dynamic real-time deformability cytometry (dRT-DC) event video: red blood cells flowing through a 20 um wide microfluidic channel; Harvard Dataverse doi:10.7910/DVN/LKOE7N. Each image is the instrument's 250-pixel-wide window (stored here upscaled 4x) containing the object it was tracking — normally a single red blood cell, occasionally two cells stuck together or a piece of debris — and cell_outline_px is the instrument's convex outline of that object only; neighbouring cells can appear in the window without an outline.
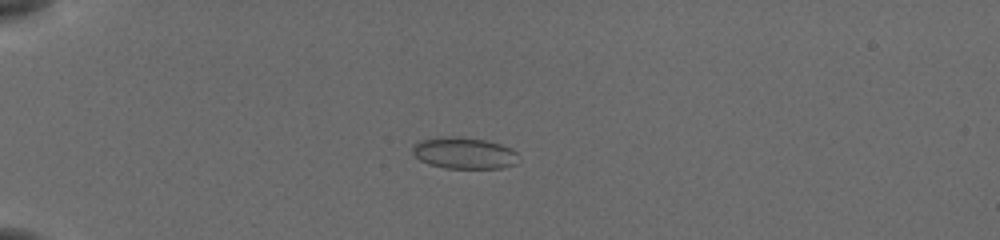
{"species": "common noctule bat (a hibernating species)", "species_latin": "Nyctalus noctula", "temperature_condition": "cold", "stored_images_in_passage": 53, "camera_frame_rate_fps": 3000, "um_per_image_px": 0.085, "animal": {"sex": "female", "body_mass_g": 19.5, "forearm_length_mm": 54.1}, "frame": {"image": 1, "passage_image": 14, "time_ms": 4.333, "image_size_px": [1000, 240], "cell_outline_px": [[516, 164], [500, 168], [444, 168], [428, 164], [420, 160], [412, 152], [412, 144], [424, 140], [444, 136], [456, 136], [488, 140], [512, 148], [516, 152]], "centroid_in_image_um": [39.43, 13.01], "position_along_channel_um": 45.6, "area_um2": 19.48}}
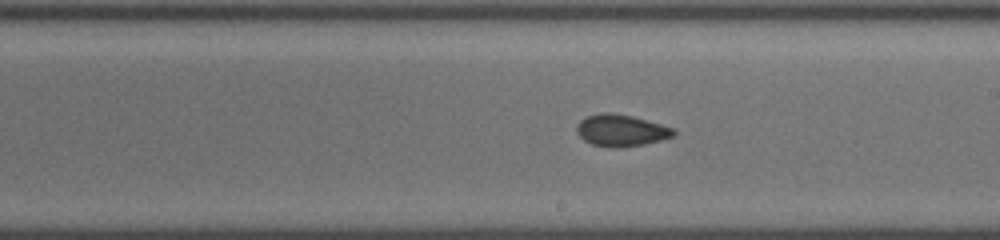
{"frame": {"image": 2, "passage_image": 32, "time_ms": 10.333, "image_size_px": [1000, 240], "cell_outline_px": [[676, 132], [672, 136], [660, 140], [640, 144], [612, 148], [592, 144], [584, 140], [576, 132], [576, 124], [580, 120], [588, 116], [600, 112], [612, 112], [632, 116], [676, 128]], "centroid_in_image_um": [52.77, 11.06], "position_along_channel_um": 236.2, "area_um2": 17.86}}
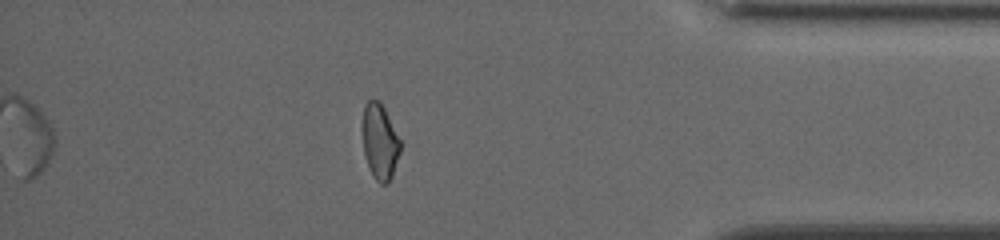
{"frame": {"image": 3, "passage_image": 47, "time_ms": 15.333, "image_size_px": [1000, 240], "cell_outline_px": [[400, 152], [392, 176], [388, 184], [380, 184], [372, 176], [364, 152], [360, 128], [364, 104], [368, 100], [380, 100], [400, 140]], "centroid_in_image_um": [32.25, 12.02], "position_along_channel_um": 403.0, "area_um2": 16.94}, "authors_computed_cell_mechanics": {"area_um2": 17.918, "velocity_mm_per_s": 3.8448, "shape_relaxation_time_tau1_ms": null, "shape_relaxation_time_tau2_ms": 2.2154, "deformation_change_tau1": null, "deformation_change_tau2": 0.0606}}